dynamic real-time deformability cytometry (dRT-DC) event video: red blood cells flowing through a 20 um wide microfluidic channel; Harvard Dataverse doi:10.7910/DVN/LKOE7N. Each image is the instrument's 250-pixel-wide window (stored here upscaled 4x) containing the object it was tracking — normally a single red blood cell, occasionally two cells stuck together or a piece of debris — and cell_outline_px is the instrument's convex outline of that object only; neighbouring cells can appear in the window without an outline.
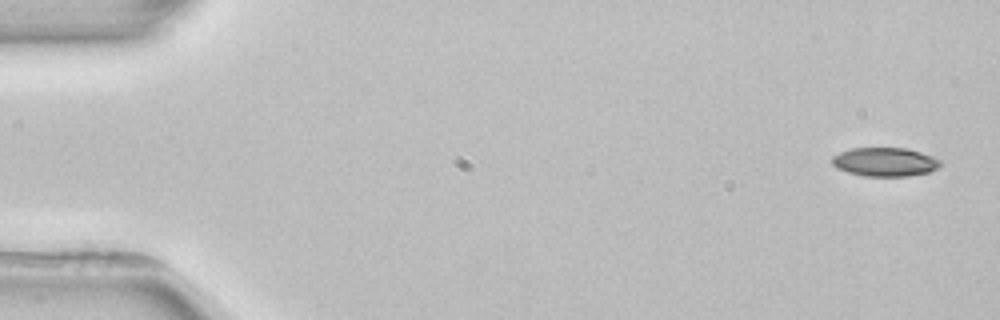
{"species": "common noctule bat (a hibernating species)", "species_latin": "Nyctalus noctula", "temperature_condition": "room temperature", "stored_images_in_passage": 4, "camera_frame_rate_fps": 3000, "um_per_image_px": 0.085, "animal": {"sex": "female", "body_mass_g": 22.7, "forearm_length_mm": 54.2}, "frame": {"image": 1, "passage_image": 1, "time_ms": 0.0, "image_size_px": [1000, 320], "cell_outline_px": [[940, 168], [928, 172], [908, 176], [864, 176], [848, 172], [836, 168], [832, 164], [832, 156], [840, 152], [852, 148], [904, 148], [920, 152], [932, 156], [940, 160]], "centroid_in_image_um": [75.21, 13.77], "position_along_channel_um": 9.8, "area_um2": 18.15}}
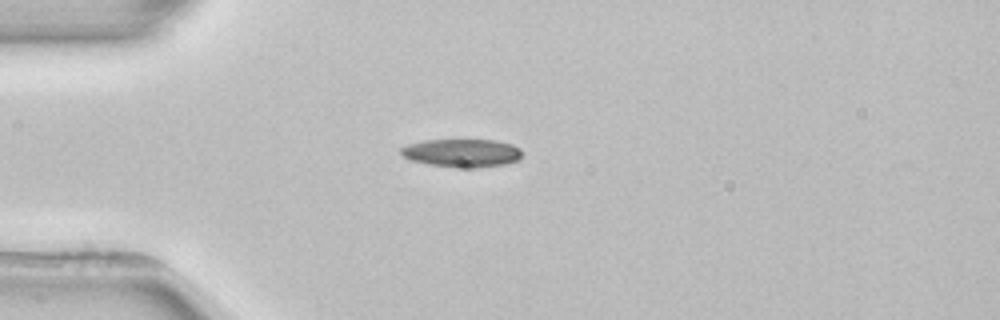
{"frame": {"image": 2, "passage_image": 4, "time_ms": 4.0, "image_size_px": [1000, 320], "cell_outline_px": [[520, 160], [504, 164], [472, 168], [452, 168], [428, 164], [412, 160], [404, 156], [400, 152], [400, 148], [408, 144], [424, 140], [496, 140], [512, 144], [520, 148]], "centroid_in_image_um": [39.26, 13.01], "position_along_channel_um": 45.7, "area_um2": 19.94}}